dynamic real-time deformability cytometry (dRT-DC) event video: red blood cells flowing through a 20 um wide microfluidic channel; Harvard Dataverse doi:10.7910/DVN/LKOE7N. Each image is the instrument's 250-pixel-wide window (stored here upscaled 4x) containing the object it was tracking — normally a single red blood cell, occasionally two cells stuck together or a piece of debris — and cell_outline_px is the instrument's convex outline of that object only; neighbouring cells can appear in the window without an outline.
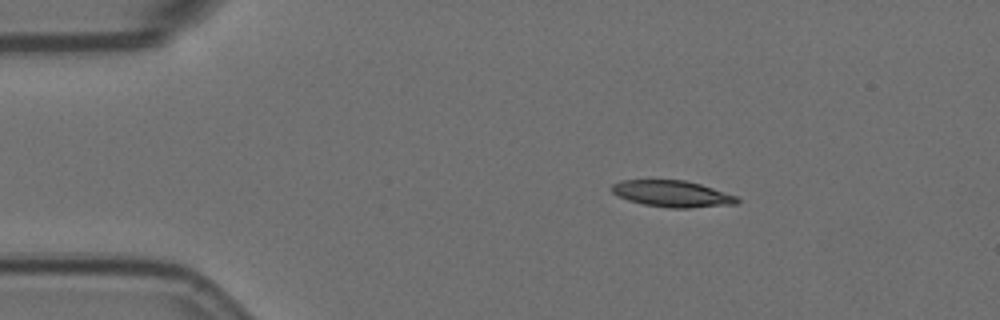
{"species": "Egyptian fruit bat (a non-hibernating species)", "species_latin": "Rousettus aegyptiacus", "temperature_condition": "room temperature", "stored_images_in_passage": 4, "camera_frame_rate_fps": 3000, "um_per_image_px": 0.085, "animal": {"sex": "female"}, "frame": {"image": 1, "passage_image": 2, "time_ms": 0.333, "image_size_px": [1000, 320], "cell_outline_px": [[740, 200], [736, 204], [688, 208], [668, 208], [644, 204], [628, 200], [612, 192], [612, 184], [620, 180], [684, 180], [700, 184], [740, 196]], "centroid_in_image_um": [57.19, 16.47], "position_along_channel_um": 27.8, "area_um2": 19.36}}